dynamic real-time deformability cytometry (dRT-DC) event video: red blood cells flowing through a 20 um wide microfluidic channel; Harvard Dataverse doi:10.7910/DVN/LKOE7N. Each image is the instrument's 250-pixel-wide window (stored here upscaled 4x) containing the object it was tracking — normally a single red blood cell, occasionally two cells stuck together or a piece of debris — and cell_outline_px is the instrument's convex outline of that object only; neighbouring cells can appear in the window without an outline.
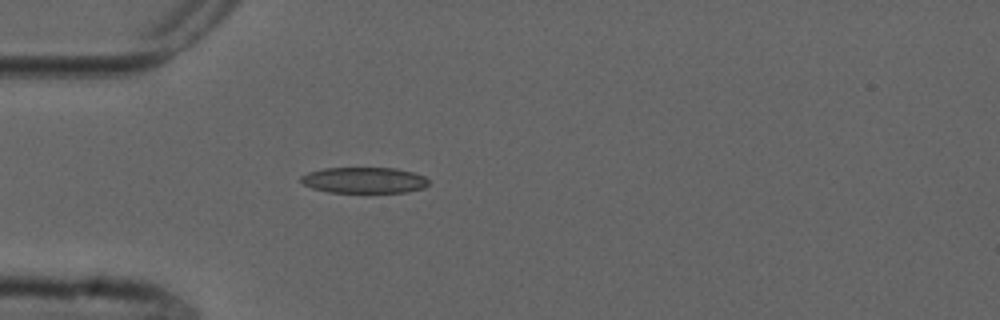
{"species": "common noctule bat (a hibernating species)", "species_latin": "Nyctalus noctula", "temperature_condition": "cold", "stored_images_in_passage": 2, "camera_frame_rate_fps": 3000, "um_per_image_px": 0.085, "animal": {"sex": "male", "forearm_length_mm": 52.5}, "frame": {"image": 1, "passage_image": 2, "time_ms": 1.0, "image_size_px": [1000, 320], "cell_outline_px": [[428, 184], [424, 188], [408, 192], [328, 192], [312, 188], [304, 184], [300, 180], [300, 176], [308, 172], [324, 168], [396, 168], [412, 172], [424, 176], [428, 180]], "centroid_in_image_um": [30.95, 15.31], "position_along_channel_um": 54.1, "area_um2": 19.31}}